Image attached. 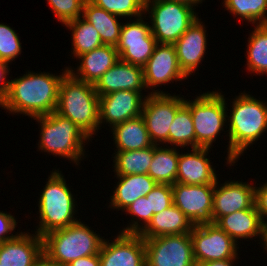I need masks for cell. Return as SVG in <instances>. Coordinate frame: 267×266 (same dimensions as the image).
Wrapping results in <instances>:
<instances>
[{"mask_svg":"<svg viewBox=\"0 0 267 266\" xmlns=\"http://www.w3.org/2000/svg\"><path fill=\"white\" fill-rule=\"evenodd\" d=\"M236 259L239 258H231L219 261H210L204 263H195L194 266H234V262L237 261Z\"/></svg>","mask_w":267,"mask_h":266,"instance_id":"obj_43","label":"cell"},{"mask_svg":"<svg viewBox=\"0 0 267 266\" xmlns=\"http://www.w3.org/2000/svg\"><path fill=\"white\" fill-rule=\"evenodd\" d=\"M77 59V70L69 66L68 72L80 81L95 84L119 60V54L115 46L103 45Z\"/></svg>","mask_w":267,"mask_h":266,"instance_id":"obj_22","label":"cell"},{"mask_svg":"<svg viewBox=\"0 0 267 266\" xmlns=\"http://www.w3.org/2000/svg\"><path fill=\"white\" fill-rule=\"evenodd\" d=\"M98 96H103L119 90L146 91L143 68L118 60L94 84Z\"/></svg>","mask_w":267,"mask_h":266,"instance_id":"obj_20","label":"cell"},{"mask_svg":"<svg viewBox=\"0 0 267 266\" xmlns=\"http://www.w3.org/2000/svg\"><path fill=\"white\" fill-rule=\"evenodd\" d=\"M43 253V239L36 233L20 232L14 239L0 243L2 266H33Z\"/></svg>","mask_w":267,"mask_h":266,"instance_id":"obj_21","label":"cell"},{"mask_svg":"<svg viewBox=\"0 0 267 266\" xmlns=\"http://www.w3.org/2000/svg\"><path fill=\"white\" fill-rule=\"evenodd\" d=\"M18 35L13 27L0 23V60L10 64L21 54L22 43Z\"/></svg>","mask_w":267,"mask_h":266,"instance_id":"obj_36","label":"cell"},{"mask_svg":"<svg viewBox=\"0 0 267 266\" xmlns=\"http://www.w3.org/2000/svg\"><path fill=\"white\" fill-rule=\"evenodd\" d=\"M118 182L114 186L108 208L124 211L138 198L144 197L157 185L148 174L114 175Z\"/></svg>","mask_w":267,"mask_h":266,"instance_id":"obj_23","label":"cell"},{"mask_svg":"<svg viewBox=\"0 0 267 266\" xmlns=\"http://www.w3.org/2000/svg\"><path fill=\"white\" fill-rule=\"evenodd\" d=\"M144 18L146 20V15L122 23L120 40L116 46L120 60L142 68L157 45L150 24L145 22Z\"/></svg>","mask_w":267,"mask_h":266,"instance_id":"obj_11","label":"cell"},{"mask_svg":"<svg viewBox=\"0 0 267 266\" xmlns=\"http://www.w3.org/2000/svg\"><path fill=\"white\" fill-rule=\"evenodd\" d=\"M17 226L15 216L0 211V243L14 239L20 232L12 234Z\"/></svg>","mask_w":267,"mask_h":266,"instance_id":"obj_39","label":"cell"},{"mask_svg":"<svg viewBox=\"0 0 267 266\" xmlns=\"http://www.w3.org/2000/svg\"><path fill=\"white\" fill-rule=\"evenodd\" d=\"M232 109L227 114L229 139L227 147V165H235L243 153L255 144L267 130V102L261 101L252 94L239 93L231 102ZM255 142V143H254Z\"/></svg>","mask_w":267,"mask_h":266,"instance_id":"obj_2","label":"cell"},{"mask_svg":"<svg viewBox=\"0 0 267 266\" xmlns=\"http://www.w3.org/2000/svg\"><path fill=\"white\" fill-rule=\"evenodd\" d=\"M95 6L124 20L139 18L144 14L145 0H89Z\"/></svg>","mask_w":267,"mask_h":266,"instance_id":"obj_34","label":"cell"},{"mask_svg":"<svg viewBox=\"0 0 267 266\" xmlns=\"http://www.w3.org/2000/svg\"><path fill=\"white\" fill-rule=\"evenodd\" d=\"M196 263L238 258L237 244L215 223L194 226L190 233Z\"/></svg>","mask_w":267,"mask_h":266,"instance_id":"obj_12","label":"cell"},{"mask_svg":"<svg viewBox=\"0 0 267 266\" xmlns=\"http://www.w3.org/2000/svg\"><path fill=\"white\" fill-rule=\"evenodd\" d=\"M185 103L184 96L174 94H149L143 103V117L154 145H169V130L178 109ZM168 144V145H167Z\"/></svg>","mask_w":267,"mask_h":266,"instance_id":"obj_9","label":"cell"},{"mask_svg":"<svg viewBox=\"0 0 267 266\" xmlns=\"http://www.w3.org/2000/svg\"><path fill=\"white\" fill-rule=\"evenodd\" d=\"M262 219L255 205L250 209L236 211L220 217L215 224L229 235L237 244L238 240H252L261 236ZM252 238V239H251Z\"/></svg>","mask_w":267,"mask_h":266,"instance_id":"obj_24","label":"cell"},{"mask_svg":"<svg viewBox=\"0 0 267 266\" xmlns=\"http://www.w3.org/2000/svg\"><path fill=\"white\" fill-rule=\"evenodd\" d=\"M123 212H126V216L128 214L132 218L127 227L120 230V233L140 234L150 223V205L146 196L138 198Z\"/></svg>","mask_w":267,"mask_h":266,"instance_id":"obj_35","label":"cell"},{"mask_svg":"<svg viewBox=\"0 0 267 266\" xmlns=\"http://www.w3.org/2000/svg\"><path fill=\"white\" fill-rule=\"evenodd\" d=\"M143 74L148 94H166L157 87L188 78L180 69L174 44L166 43H157L151 57L143 67ZM148 89L152 91L148 92Z\"/></svg>","mask_w":267,"mask_h":266,"instance_id":"obj_13","label":"cell"},{"mask_svg":"<svg viewBox=\"0 0 267 266\" xmlns=\"http://www.w3.org/2000/svg\"><path fill=\"white\" fill-rule=\"evenodd\" d=\"M61 74L27 70L23 76L10 80L9 92L0 107L11 114L35 118L56 111L59 86L68 73L64 67Z\"/></svg>","mask_w":267,"mask_h":266,"instance_id":"obj_1","label":"cell"},{"mask_svg":"<svg viewBox=\"0 0 267 266\" xmlns=\"http://www.w3.org/2000/svg\"><path fill=\"white\" fill-rule=\"evenodd\" d=\"M168 1H177V2H183L186 4H191L194 6H198L199 4H201L204 0H168Z\"/></svg>","mask_w":267,"mask_h":266,"instance_id":"obj_46","label":"cell"},{"mask_svg":"<svg viewBox=\"0 0 267 266\" xmlns=\"http://www.w3.org/2000/svg\"><path fill=\"white\" fill-rule=\"evenodd\" d=\"M188 153H179L176 183L185 185L215 184L217 176L211 158H207L210 148H192ZM190 152V153H189Z\"/></svg>","mask_w":267,"mask_h":266,"instance_id":"obj_19","label":"cell"},{"mask_svg":"<svg viewBox=\"0 0 267 266\" xmlns=\"http://www.w3.org/2000/svg\"><path fill=\"white\" fill-rule=\"evenodd\" d=\"M215 184L172 185L173 204L179 208L194 226L213 224L212 208Z\"/></svg>","mask_w":267,"mask_h":266,"instance_id":"obj_14","label":"cell"},{"mask_svg":"<svg viewBox=\"0 0 267 266\" xmlns=\"http://www.w3.org/2000/svg\"><path fill=\"white\" fill-rule=\"evenodd\" d=\"M10 71L9 63L0 60V104L9 92L10 79L7 76H9Z\"/></svg>","mask_w":267,"mask_h":266,"instance_id":"obj_41","label":"cell"},{"mask_svg":"<svg viewBox=\"0 0 267 266\" xmlns=\"http://www.w3.org/2000/svg\"><path fill=\"white\" fill-rule=\"evenodd\" d=\"M150 205V222L154 214L162 212L173 204L172 185L159 184L146 195Z\"/></svg>","mask_w":267,"mask_h":266,"instance_id":"obj_38","label":"cell"},{"mask_svg":"<svg viewBox=\"0 0 267 266\" xmlns=\"http://www.w3.org/2000/svg\"><path fill=\"white\" fill-rule=\"evenodd\" d=\"M223 7L233 14L255 25L267 24V0H223Z\"/></svg>","mask_w":267,"mask_h":266,"instance_id":"obj_33","label":"cell"},{"mask_svg":"<svg viewBox=\"0 0 267 266\" xmlns=\"http://www.w3.org/2000/svg\"><path fill=\"white\" fill-rule=\"evenodd\" d=\"M146 266H194L190 233L144 239Z\"/></svg>","mask_w":267,"mask_h":266,"instance_id":"obj_10","label":"cell"},{"mask_svg":"<svg viewBox=\"0 0 267 266\" xmlns=\"http://www.w3.org/2000/svg\"><path fill=\"white\" fill-rule=\"evenodd\" d=\"M67 266H101L99 254L81 257L73 260Z\"/></svg>","mask_w":267,"mask_h":266,"instance_id":"obj_42","label":"cell"},{"mask_svg":"<svg viewBox=\"0 0 267 266\" xmlns=\"http://www.w3.org/2000/svg\"><path fill=\"white\" fill-rule=\"evenodd\" d=\"M99 258L101 266H146L145 241L139 234L118 232L113 240L104 239Z\"/></svg>","mask_w":267,"mask_h":266,"instance_id":"obj_15","label":"cell"},{"mask_svg":"<svg viewBox=\"0 0 267 266\" xmlns=\"http://www.w3.org/2000/svg\"><path fill=\"white\" fill-rule=\"evenodd\" d=\"M217 179L214 186L212 218L215 223L220 217L236 211L250 209L255 202V187L251 183L226 180L223 184ZM220 185V186H219Z\"/></svg>","mask_w":267,"mask_h":266,"instance_id":"obj_17","label":"cell"},{"mask_svg":"<svg viewBox=\"0 0 267 266\" xmlns=\"http://www.w3.org/2000/svg\"><path fill=\"white\" fill-rule=\"evenodd\" d=\"M254 205L262 221L267 220V182L261 186H255Z\"/></svg>","mask_w":267,"mask_h":266,"instance_id":"obj_40","label":"cell"},{"mask_svg":"<svg viewBox=\"0 0 267 266\" xmlns=\"http://www.w3.org/2000/svg\"><path fill=\"white\" fill-rule=\"evenodd\" d=\"M142 92L119 90L107 95L99 96V122L109 124V129L115 125L141 116L145 98Z\"/></svg>","mask_w":267,"mask_h":266,"instance_id":"obj_16","label":"cell"},{"mask_svg":"<svg viewBox=\"0 0 267 266\" xmlns=\"http://www.w3.org/2000/svg\"><path fill=\"white\" fill-rule=\"evenodd\" d=\"M171 146L154 145V156L148 175L159 184L176 183L180 150Z\"/></svg>","mask_w":267,"mask_h":266,"instance_id":"obj_28","label":"cell"},{"mask_svg":"<svg viewBox=\"0 0 267 266\" xmlns=\"http://www.w3.org/2000/svg\"><path fill=\"white\" fill-rule=\"evenodd\" d=\"M249 34L246 50V69L259 76L267 74V24L254 26Z\"/></svg>","mask_w":267,"mask_h":266,"instance_id":"obj_30","label":"cell"},{"mask_svg":"<svg viewBox=\"0 0 267 266\" xmlns=\"http://www.w3.org/2000/svg\"><path fill=\"white\" fill-rule=\"evenodd\" d=\"M55 112L70 119L90 139L100 130L99 96L94 84L80 81L69 72L61 80Z\"/></svg>","mask_w":267,"mask_h":266,"instance_id":"obj_3","label":"cell"},{"mask_svg":"<svg viewBox=\"0 0 267 266\" xmlns=\"http://www.w3.org/2000/svg\"><path fill=\"white\" fill-rule=\"evenodd\" d=\"M33 266H61L55 261H52L44 253L34 262Z\"/></svg>","mask_w":267,"mask_h":266,"instance_id":"obj_44","label":"cell"},{"mask_svg":"<svg viewBox=\"0 0 267 266\" xmlns=\"http://www.w3.org/2000/svg\"><path fill=\"white\" fill-rule=\"evenodd\" d=\"M81 219L65 228L53 230L44 236L43 253L61 266L73 260L100 253L104 236L101 237Z\"/></svg>","mask_w":267,"mask_h":266,"instance_id":"obj_6","label":"cell"},{"mask_svg":"<svg viewBox=\"0 0 267 266\" xmlns=\"http://www.w3.org/2000/svg\"><path fill=\"white\" fill-rule=\"evenodd\" d=\"M113 155L112 168L115 175L148 174L154 156V145L140 150L115 151Z\"/></svg>","mask_w":267,"mask_h":266,"instance_id":"obj_29","label":"cell"},{"mask_svg":"<svg viewBox=\"0 0 267 266\" xmlns=\"http://www.w3.org/2000/svg\"><path fill=\"white\" fill-rule=\"evenodd\" d=\"M82 17L99 32L104 45H118L123 23L119 21L123 20L122 18L119 19L120 17L95 6L89 0L84 3Z\"/></svg>","mask_w":267,"mask_h":266,"instance_id":"obj_27","label":"cell"},{"mask_svg":"<svg viewBox=\"0 0 267 266\" xmlns=\"http://www.w3.org/2000/svg\"><path fill=\"white\" fill-rule=\"evenodd\" d=\"M50 173L37 204L40 221L34 233L41 237L78 221V216H75L77 201L67 186L65 176L59 169L53 168Z\"/></svg>","mask_w":267,"mask_h":266,"instance_id":"obj_4","label":"cell"},{"mask_svg":"<svg viewBox=\"0 0 267 266\" xmlns=\"http://www.w3.org/2000/svg\"><path fill=\"white\" fill-rule=\"evenodd\" d=\"M221 92L219 90L203 92L191 101L185 98V104L190 108L194 125L195 148L213 147L217 136L219 137L224 128H228V105L225 94Z\"/></svg>","mask_w":267,"mask_h":266,"instance_id":"obj_8","label":"cell"},{"mask_svg":"<svg viewBox=\"0 0 267 266\" xmlns=\"http://www.w3.org/2000/svg\"><path fill=\"white\" fill-rule=\"evenodd\" d=\"M33 119L40 124L39 151L66 158L75 166L86 158L84 147L91 139L70 119L56 112Z\"/></svg>","mask_w":267,"mask_h":266,"instance_id":"obj_5","label":"cell"},{"mask_svg":"<svg viewBox=\"0 0 267 266\" xmlns=\"http://www.w3.org/2000/svg\"><path fill=\"white\" fill-rule=\"evenodd\" d=\"M170 147L195 148V130L191 117L190 108L184 103L176 112L173 123L169 130Z\"/></svg>","mask_w":267,"mask_h":266,"instance_id":"obj_32","label":"cell"},{"mask_svg":"<svg viewBox=\"0 0 267 266\" xmlns=\"http://www.w3.org/2000/svg\"><path fill=\"white\" fill-rule=\"evenodd\" d=\"M195 9L183 2L145 0L144 14L149 15L151 33L157 43L174 44L199 18Z\"/></svg>","mask_w":267,"mask_h":266,"instance_id":"obj_7","label":"cell"},{"mask_svg":"<svg viewBox=\"0 0 267 266\" xmlns=\"http://www.w3.org/2000/svg\"><path fill=\"white\" fill-rule=\"evenodd\" d=\"M207 30L201 19H197L174 43L180 69L183 73L194 75L204 60L207 49Z\"/></svg>","mask_w":267,"mask_h":266,"instance_id":"obj_18","label":"cell"},{"mask_svg":"<svg viewBox=\"0 0 267 266\" xmlns=\"http://www.w3.org/2000/svg\"><path fill=\"white\" fill-rule=\"evenodd\" d=\"M54 16L63 25L82 16L86 0H46Z\"/></svg>","mask_w":267,"mask_h":266,"instance_id":"obj_37","label":"cell"},{"mask_svg":"<svg viewBox=\"0 0 267 266\" xmlns=\"http://www.w3.org/2000/svg\"><path fill=\"white\" fill-rule=\"evenodd\" d=\"M194 225L177 206L172 204L162 212L154 214L148 226L139 234L143 239L163 235L191 233Z\"/></svg>","mask_w":267,"mask_h":266,"instance_id":"obj_25","label":"cell"},{"mask_svg":"<svg viewBox=\"0 0 267 266\" xmlns=\"http://www.w3.org/2000/svg\"><path fill=\"white\" fill-rule=\"evenodd\" d=\"M110 130L117 148L114 151L140 150L154 145L142 116L126 120Z\"/></svg>","mask_w":267,"mask_h":266,"instance_id":"obj_26","label":"cell"},{"mask_svg":"<svg viewBox=\"0 0 267 266\" xmlns=\"http://www.w3.org/2000/svg\"><path fill=\"white\" fill-rule=\"evenodd\" d=\"M72 35V51L74 59L103 46L99 32L82 16L65 24Z\"/></svg>","mask_w":267,"mask_h":266,"instance_id":"obj_31","label":"cell"},{"mask_svg":"<svg viewBox=\"0 0 267 266\" xmlns=\"http://www.w3.org/2000/svg\"><path fill=\"white\" fill-rule=\"evenodd\" d=\"M258 244H260V246L263 247V250L267 252V221L262 222L260 242Z\"/></svg>","mask_w":267,"mask_h":266,"instance_id":"obj_45","label":"cell"}]
</instances>
